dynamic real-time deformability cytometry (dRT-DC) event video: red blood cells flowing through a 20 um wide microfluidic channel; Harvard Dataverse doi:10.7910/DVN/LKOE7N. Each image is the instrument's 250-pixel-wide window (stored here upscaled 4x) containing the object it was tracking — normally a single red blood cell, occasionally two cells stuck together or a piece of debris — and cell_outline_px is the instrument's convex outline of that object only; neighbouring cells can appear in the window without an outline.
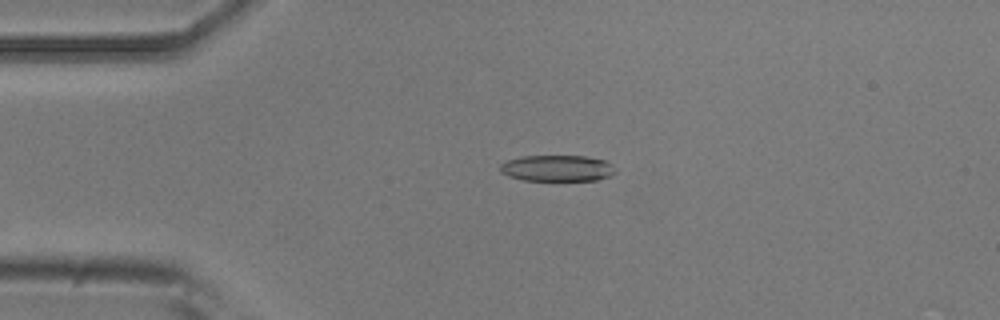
{"species": "common noctule bat (a hibernating species)", "species_latin": "Nyctalus noctula", "temperature_condition": "room temperature", "stored_images_in_passage": 31, "camera_frame_rate_fps": 3000, "um_per_image_px": 0.085, "animal": {"sex": "male", "body_mass_g": 20.5, "forearm_length_mm": 52.5}, "frame": {"image": 1, "passage_image": 2, "time_ms": 0.333, "image_size_px": [1000, 320], "cell_outline_px": [[616, 172], [608, 176], [596, 180], [524, 180], [508, 176], [500, 172], [500, 164], [508, 160], [520, 156], [584, 156], [604, 160], [612, 164], [616, 168]], "centroid_in_image_um": [47.35, 14.29], "position_along_channel_um": 37.6, "area_um2": 17.57}}
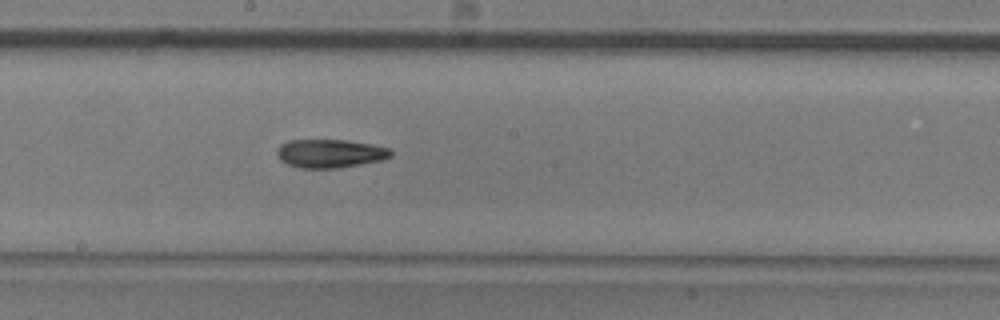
{"frame": {"image": 2, "passage_image": 18, "time_ms": 5.667, "image_size_px": [1000, 320], "cell_outline_px": [[392, 156], [380, 160], [340, 168], [300, 168], [288, 164], [280, 160], [276, 156], [276, 152], [280, 144], [288, 140], [348, 140], [372, 144], [392, 148]], "centroid_in_image_um": [28.05, 13.04], "position_along_channel_um": 220.1, "area_um2": 19.07}}
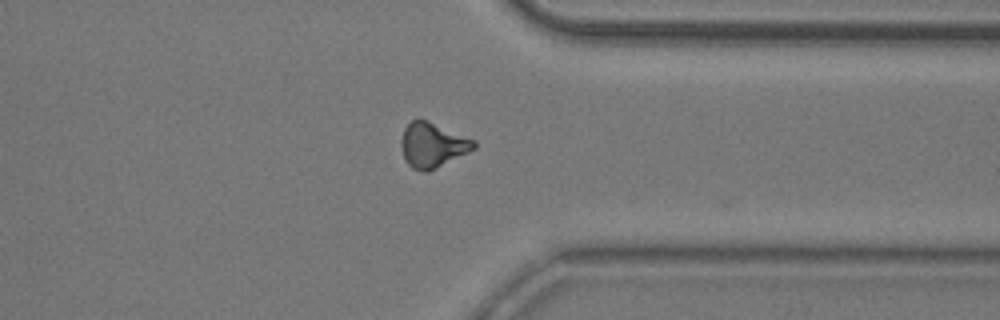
{"frame": {"image": 3, "passage_image": 30, "time_ms": 9.667, "image_size_px": [1000, 320], "cell_outline_px": [[476, 148], [428, 172], [424, 172], [412, 168], [404, 160], [400, 144], [400, 140], [404, 128], [416, 116], [428, 120], [476, 140]], "centroid_in_image_um": [36.74, 12.3], "position_along_channel_um": 374.7, "area_um2": 19.31}}